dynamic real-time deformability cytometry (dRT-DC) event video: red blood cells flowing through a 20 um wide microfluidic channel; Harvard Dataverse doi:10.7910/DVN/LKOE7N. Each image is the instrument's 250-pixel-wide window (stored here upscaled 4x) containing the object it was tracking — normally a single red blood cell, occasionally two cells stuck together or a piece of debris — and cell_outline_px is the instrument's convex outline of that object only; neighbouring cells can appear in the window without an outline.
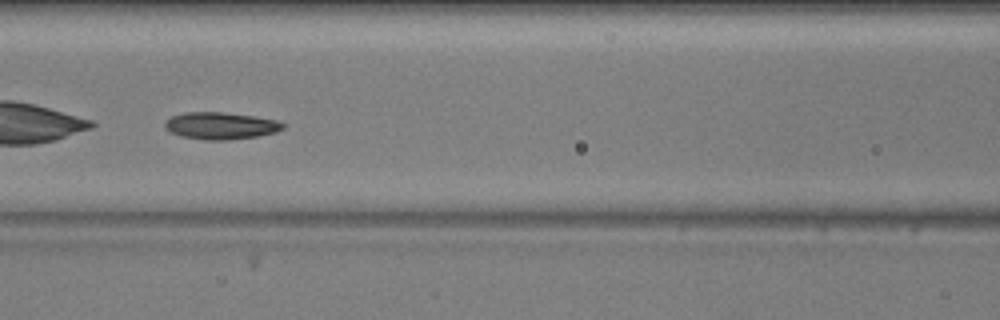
{"species": "common noctule bat (a hibernating species)", "species_latin": "Nyctalus noctula", "temperature_condition": "warm", "stored_images_in_passage": 44, "camera_frame_rate_fps": 3000, "um_per_image_px": 0.085, "animal": {"sex": "male", "body_mass_g": 20.5, "forearm_length_mm": 52.5}, "frame": {"image": 1, "passage_image": 13, "time_ms": 4.0, "image_size_px": [1000, 320], "cell_outline_px": [[284, 128], [276, 132], [260, 136], [228, 140], [204, 140], [180, 136], [164, 128], [164, 120], [172, 116], [184, 112], [224, 112], [252, 116], [276, 120], [284, 124]], "centroid_in_image_um": [18.73, 10.69], "position_along_channel_um": 147.9, "area_um2": 18.73}, "authors_computed_cell_mechanics": {"area_um2": 18.7272, "velocity_mm_per_s": 3.6845, "shape_relaxation_time_tau1_ms": 3.2748, "shape_relaxation_time_tau2_ms": 2.9445, "deformation_change_tau1": 0.1252, "deformation_change_tau2": 0.0995}}